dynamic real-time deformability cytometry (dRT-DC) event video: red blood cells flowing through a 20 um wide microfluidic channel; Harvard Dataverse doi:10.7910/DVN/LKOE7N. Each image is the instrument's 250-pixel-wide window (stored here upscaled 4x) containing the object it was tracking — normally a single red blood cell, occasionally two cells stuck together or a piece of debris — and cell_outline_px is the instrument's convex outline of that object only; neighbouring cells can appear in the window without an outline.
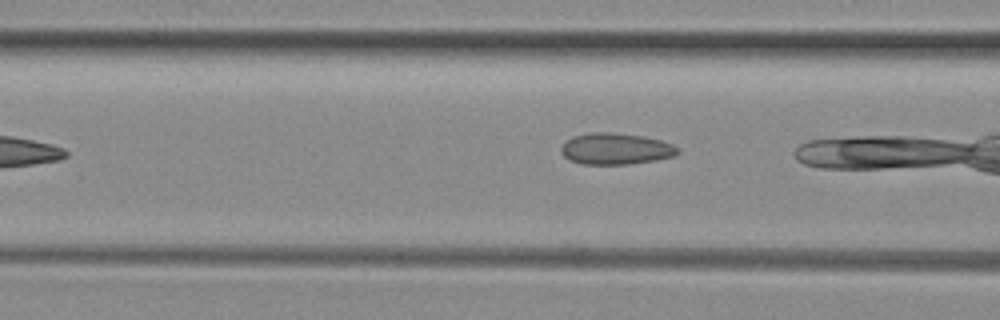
{"species": "common noctule bat (a hibernating species)", "species_latin": "Nyctalus noctula", "temperature_condition": "room temperature", "stored_images_in_passage": 6, "camera_frame_rate_fps": 3000, "um_per_image_px": 0.085, "animal": {"sex": "female", "body_mass_g": 29.2, "forearm_length_mm": 56.3}, "frame": {"image": 1, "passage_image": 4, "time_ms": 1.0, "image_size_px": [1000, 320], "cell_outline_px": [[680, 152], [676, 156], [656, 160], [628, 164], [580, 164], [568, 160], [560, 152], [560, 148], [572, 136], [592, 132], [612, 132], [644, 136], [660, 140], [672, 144]], "centroid_in_image_um": [52.32, 12.65], "position_along_channel_um": 114.3, "area_um2": 21.44}}